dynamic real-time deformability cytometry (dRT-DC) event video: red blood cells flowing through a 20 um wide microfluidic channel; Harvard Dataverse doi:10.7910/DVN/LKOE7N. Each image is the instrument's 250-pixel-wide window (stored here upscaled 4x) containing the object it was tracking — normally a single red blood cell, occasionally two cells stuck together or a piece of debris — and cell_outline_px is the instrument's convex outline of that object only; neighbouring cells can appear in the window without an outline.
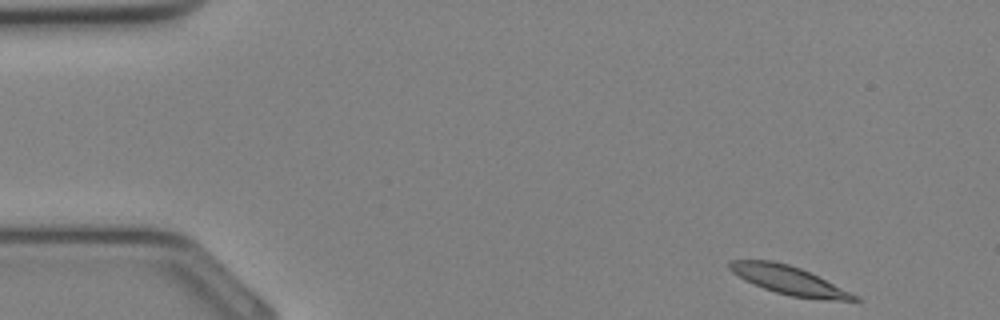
{"species": "Egyptian fruit bat (a non-hibernating species)", "species_latin": "Rousettus aegyptiacus", "temperature_condition": "cold", "stored_images_in_passage": 33, "camera_frame_rate_fps": 3000, "um_per_image_px": 0.085, "animal": {"sex": "female"}, "frame": {"image": 1, "passage_image": 1, "time_ms": 0.0, "image_size_px": [1000, 320], "cell_outline_px": [[864, 300], [828, 300], [792, 296], [776, 292], [764, 288], [744, 280], [732, 272], [728, 268], [728, 260], [772, 260], [788, 264], [800, 268], [860, 296]], "centroid_in_image_um": [67.05, 23.81], "position_along_channel_um": 18.0, "area_um2": 20.58}}
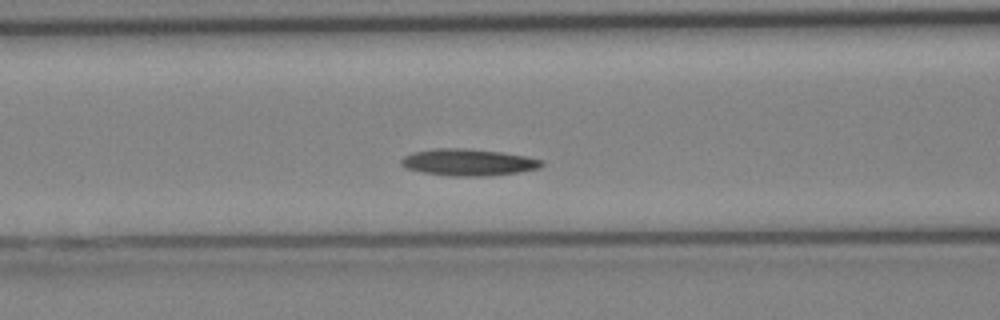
{"frame": {"image": 2, "passage_image": 12, "time_ms": 3.667, "image_size_px": [1000, 320], "cell_outline_px": [[544, 164], [540, 168], [520, 172], [484, 176], [452, 176], [424, 172], [408, 168], [400, 164], [400, 160], [404, 156], [412, 152], [436, 148], [464, 148], [500, 152], [528, 156], [544, 160]], "centroid_in_image_um": [39.85, 13.79], "position_along_channel_um": 126.8, "area_um2": 21.91}}
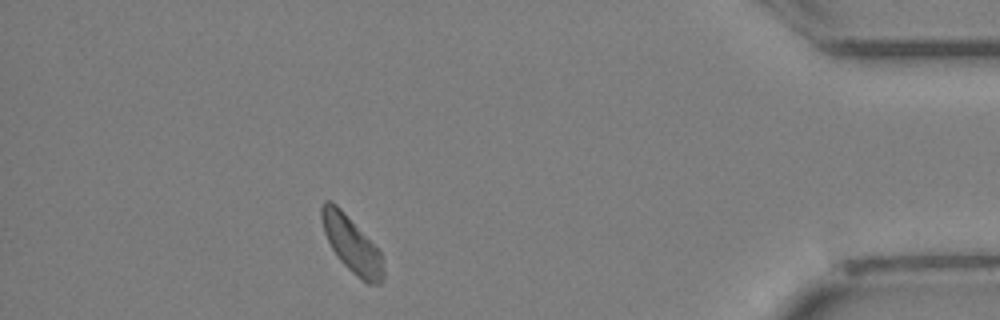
{"frame": {"image": 3, "passage_image": 29, "time_ms": 9.333, "image_size_px": [1000, 320], "cell_outline_px": [[384, 276], [380, 284], [368, 284], [356, 276], [340, 260], [332, 248], [324, 232], [320, 216], [320, 208], [324, 200], [328, 200], [336, 204], [340, 208], [380, 252], [384, 260]], "centroid_in_image_um": [29.89, 20.79], "position_along_channel_um": 405.3, "area_um2": 19.83}}